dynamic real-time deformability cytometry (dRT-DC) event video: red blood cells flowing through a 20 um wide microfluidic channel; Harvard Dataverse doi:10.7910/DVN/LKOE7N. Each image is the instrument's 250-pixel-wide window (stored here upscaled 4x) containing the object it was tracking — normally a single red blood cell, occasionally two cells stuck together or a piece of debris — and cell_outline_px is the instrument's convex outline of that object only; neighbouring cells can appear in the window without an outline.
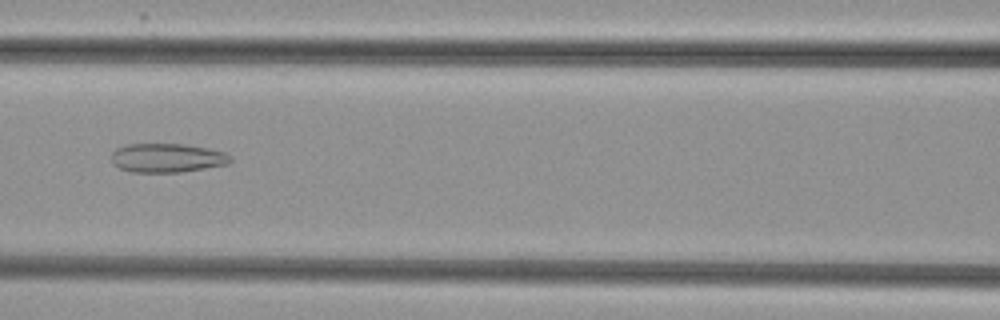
{"species": "common noctule bat (a hibernating species)", "species_latin": "Nyctalus noctula", "temperature_condition": "cold", "stored_images_in_passage": 7, "camera_frame_rate_fps": 3000, "um_per_image_px": 0.085, "animal": {"sex": "female", "body_mass_g": 29.2, "forearm_length_mm": 56.3}, "frame": {"image": 1, "passage_image": 7, "time_ms": 7.0, "image_size_px": [1000, 320], "cell_outline_px": [[232, 160], [228, 164], [180, 172], [132, 172], [120, 168], [112, 164], [112, 152], [116, 148], [128, 144], [184, 144], [208, 148], [224, 152]], "centroid_in_image_um": [14.17, 13.42], "position_along_channel_um": 152.4, "area_um2": 20.0}}